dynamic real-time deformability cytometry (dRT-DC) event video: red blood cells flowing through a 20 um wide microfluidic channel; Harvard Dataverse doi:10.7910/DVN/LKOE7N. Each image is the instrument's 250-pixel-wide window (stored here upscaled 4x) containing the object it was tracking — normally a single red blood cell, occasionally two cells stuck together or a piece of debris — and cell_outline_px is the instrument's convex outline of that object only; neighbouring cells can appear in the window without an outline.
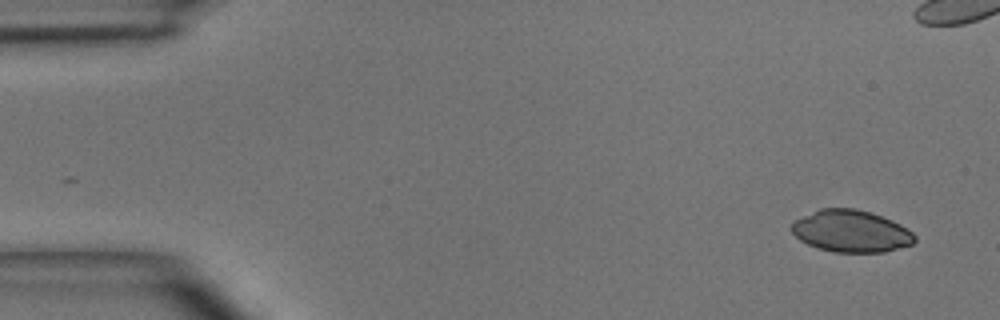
{"species": "common noctule bat (a hibernating species)", "species_latin": "Nyctalus noctula", "temperature_condition": "room temperature", "stored_images_in_passage": 5, "camera_frame_rate_fps": 3000, "um_per_image_px": 0.085, "animal": {"sex": "male", "body_mass_g": 15.6}, "frame": {"image": 1, "passage_image": 1, "time_ms": 0.0, "image_size_px": [1000, 320], "cell_outline_px": [[916, 240], [912, 244], [884, 252], [836, 252], [820, 248], [808, 244], [800, 240], [792, 232], [792, 224], [796, 220], [820, 208], [856, 208], [872, 212], [892, 220], [900, 224], [912, 232], [916, 236]], "centroid_in_image_um": [72.37, 19.64], "position_along_channel_um": 12.6, "area_um2": 29.94}}
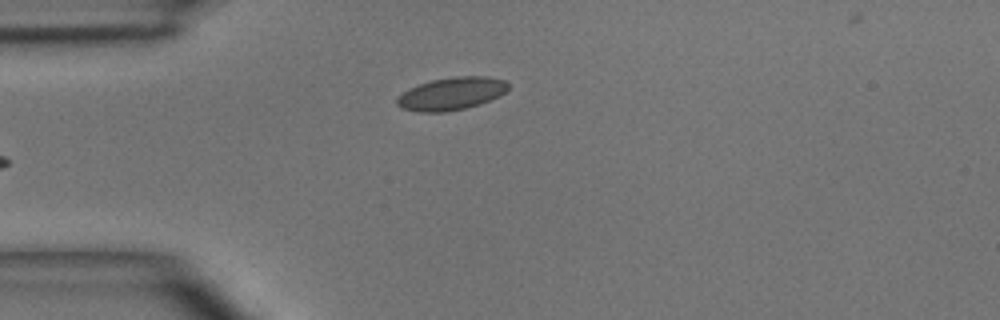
{"frame": {"image": 2, "passage_image": 5, "time_ms": 4.667, "image_size_px": [1000, 320], "cell_outline_px": [[508, 88], [500, 96], [480, 104], [464, 108], [444, 112], [420, 112], [400, 108], [396, 104], [396, 100], [408, 88], [432, 80], [456, 76], [488, 76], [504, 80], [508, 84]], "centroid_in_image_um": [38.37, 7.96], "position_along_channel_um": 46.6, "area_um2": 21.1}}